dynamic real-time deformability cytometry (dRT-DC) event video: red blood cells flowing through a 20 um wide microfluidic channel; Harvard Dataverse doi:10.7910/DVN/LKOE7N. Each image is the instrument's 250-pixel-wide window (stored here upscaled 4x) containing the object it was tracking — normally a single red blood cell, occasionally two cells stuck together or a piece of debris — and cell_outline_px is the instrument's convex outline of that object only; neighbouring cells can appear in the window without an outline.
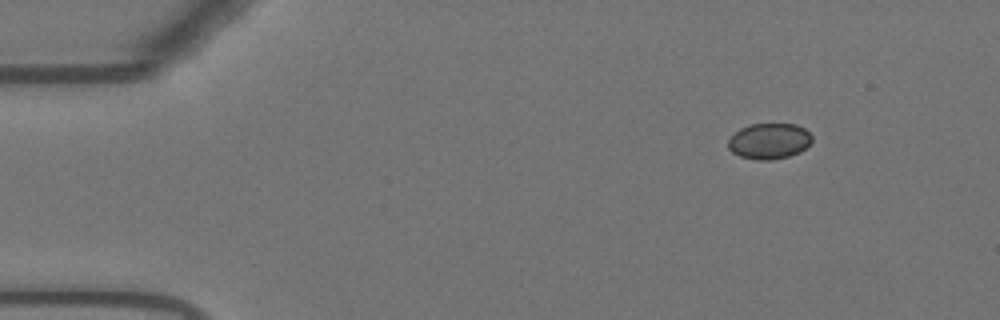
{"species": "Egyptian fruit bat (a non-hibernating species)", "species_latin": "Rousettus aegyptiacus", "temperature_condition": "warm", "stored_images_in_passage": 50, "camera_frame_rate_fps": 3000, "um_per_image_px": 0.085, "animal": {"sex": "female"}, "frame": {"image": 1, "passage_image": 1, "time_ms": 0.0, "image_size_px": [1000, 320], "cell_outline_px": [[812, 140], [800, 152], [788, 156], [768, 160], [756, 160], [740, 156], [732, 152], [728, 148], [728, 140], [740, 128], [748, 124], [796, 124], [804, 128], [812, 136]], "centroid_in_image_um": [65.36, 11.99], "position_along_channel_um": 19.6, "area_um2": 17.4}}
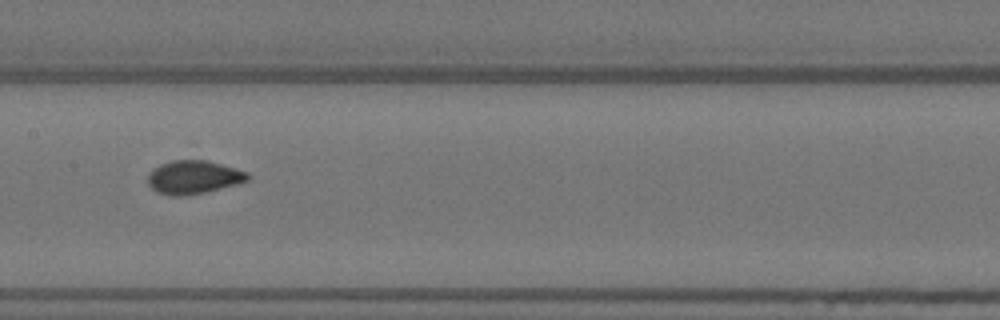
{"frame": {"image": 2, "passage_image": 22, "time_ms": 7.0, "image_size_px": [1000, 320], "cell_outline_px": [[248, 180], [236, 184], [204, 192], [180, 196], [168, 196], [156, 192], [148, 184], [148, 172], [160, 164], [172, 160], [204, 160], [220, 164], [248, 172]], "centroid_in_image_um": [16.39, 15.06], "position_along_channel_um": 191.0, "area_um2": 19.25}}
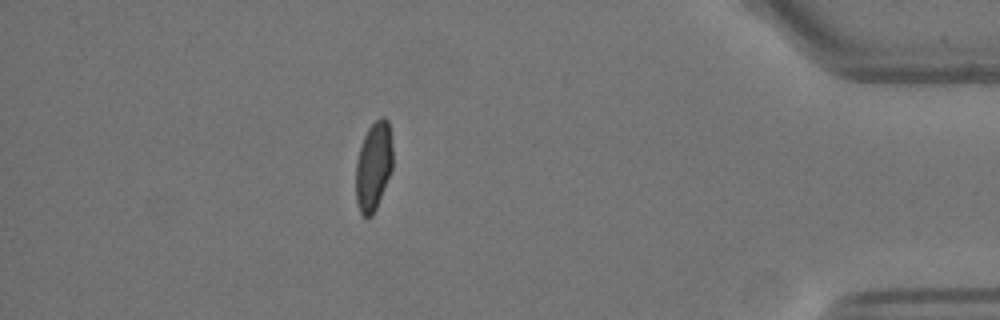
{"frame": {"image": 3, "passage_image": 43, "time_ms": 14.0, "image_size_px": [1000, 320], "cell_outline_px": [[392, 168], [376, 208], [372, 216], [364, 216], [360, 212], [356, 200], [356, 160], [364, 136], [368, 128], [380, 116], [384, 116], [388, 120], [392, 148]], "centroid_in_image_um": [31.74, 14.1], "position_along_channel_um": 403.5, "area_um2": 18.9}, "authors_computed_cell_mechanics": {"area_um2": 19.1318, "velocity_mm_per_s": 3.6811, "shape_relaxation_time_tau1_ms": 4.5503, "shape_relaxation_time_tau2_ms": null, "deformation_change_tau1": 0.1541, "deformation_change_tau2": null}}